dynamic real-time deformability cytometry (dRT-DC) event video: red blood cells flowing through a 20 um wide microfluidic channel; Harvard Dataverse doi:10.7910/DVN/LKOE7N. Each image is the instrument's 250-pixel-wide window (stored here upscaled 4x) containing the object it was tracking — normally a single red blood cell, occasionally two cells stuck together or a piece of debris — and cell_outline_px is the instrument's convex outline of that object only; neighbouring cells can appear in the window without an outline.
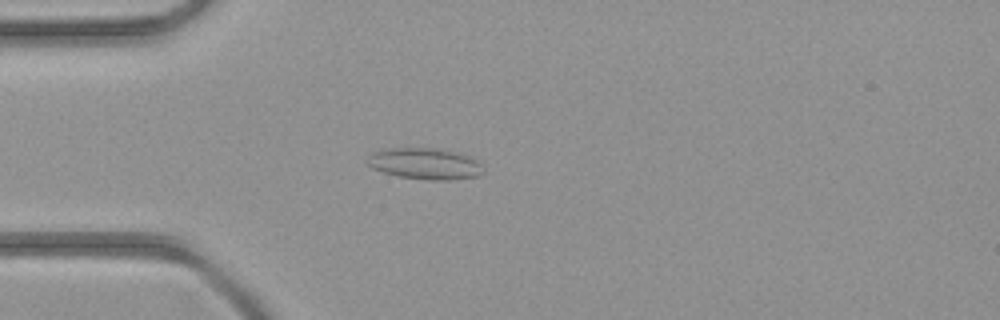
{"species": "common noctule bat (a hibernating species)", "species_latin": "Nyctalus noctula", "temperature_condition": "room temperature", "stored_images_in_passage": 4, "camera_frame_rate_fps": 3000, "um_per_image_px": 0.085, "animal": {"sex": "female", "body_mass_g": 21.9}, "frame": {"image": 1, "passage_image": 4, "time_ms": 3.667, "image_size_px": [1000, 320], "cell_outline_px": [[484, 172], [476, 176], [448, 180], [428, 180], [400, 176], [384, 172], [372, 168], [368, 164], [368, 156], [372, 152], [392, 148], [432, 148], [452, 152], [468, 156], [484, 164]], "centroid_in_image_um": [36.14, 13.92], "position_along_channel_um": 48.9, "area_um2": 20.87}}